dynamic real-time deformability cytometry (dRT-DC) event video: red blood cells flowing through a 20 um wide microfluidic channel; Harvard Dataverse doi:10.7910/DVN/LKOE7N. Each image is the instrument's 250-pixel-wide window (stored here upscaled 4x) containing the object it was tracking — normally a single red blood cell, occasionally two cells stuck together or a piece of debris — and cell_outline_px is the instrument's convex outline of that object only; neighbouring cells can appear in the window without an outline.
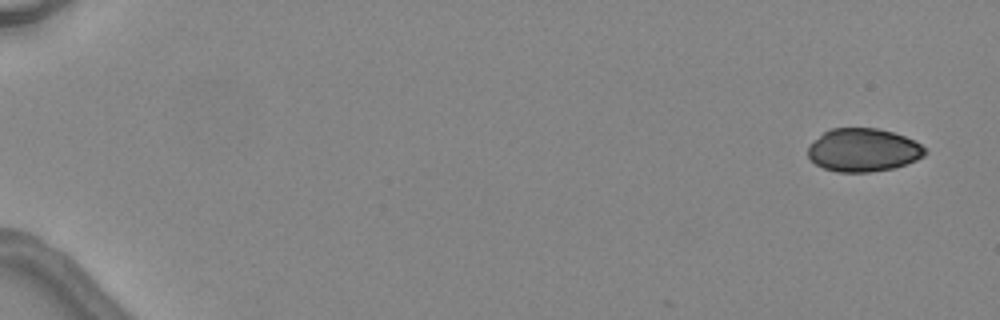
{"species": "common noctule bat (a hibernating species)", "species_latin": "Nyctalus noctula", "temperature_condition": "warm", "stored_images_in_passage": 5, "camera_frame_rate_fps": 3000, "um_per_image_px": 0.085, "animal": {"sex": "female", "body_mass_g": 24.6, "forearm_length_mm": 56.2}, "frame": {"image": 1, "passage_image": 1, "time_ms": 0.0, "image_size_px": [1000, 320], "cell_outline_px": [[928, 152], [924, 156], [916, 160], [892, 168], [868, 172], [836, 172], [824, 168], [816, 164], [808, 156], [808, 148], [824, 132], [832, 128], [876, 128], [892, 132], [904, 136], [920, 144]], "centroid_in_image_um": [73.38, 12.76], "position_along_channel_um": 11.6, "area_um2": 29.07}}